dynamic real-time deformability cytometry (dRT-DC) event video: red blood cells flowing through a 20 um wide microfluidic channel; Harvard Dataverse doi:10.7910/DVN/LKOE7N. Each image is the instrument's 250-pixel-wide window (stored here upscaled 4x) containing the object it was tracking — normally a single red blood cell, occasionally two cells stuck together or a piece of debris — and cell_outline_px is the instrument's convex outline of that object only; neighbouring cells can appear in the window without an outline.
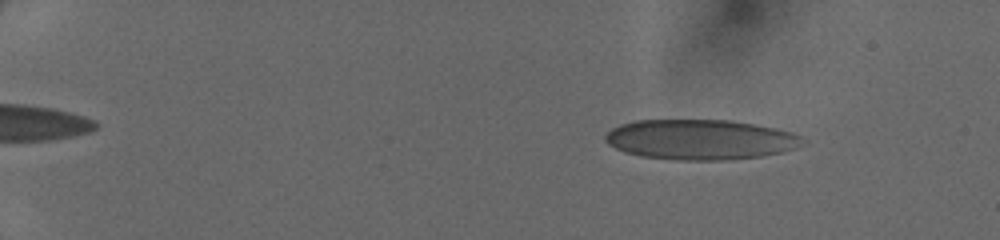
{"species": "human", "species_latin": "Homo sapiens", "temperature_condition": "cold", "stored_images_in_passage": 49, "camera_frame_rate_fps": 3000, "um_per_image_px": 0.085, "donor": {"sex": "female"}, "frame": {"image": 1, "passage_image": 7, "time_ms": 2.0, "image_size_px": [1000, 240], "cell_outline_px": [[800, 136], [796, 148], [780, 152], [760, 156], [724, 160], [676, 160], [640, 156], [624, 152], [608, 144], [604, 140], [604, 136], [612, 128], [620, 124], [636, 120], [732, 120], [756, 124], [776, 128], [792, 132]], "centroid_in_image_um": [59.45, 11.85], "position_along_channel_um": 25.5, "area_um2": 46.01}}
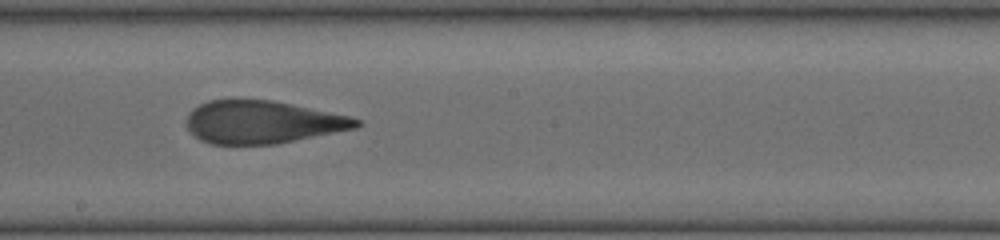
{"frame": {"image": 2, "passage_image": 30, "time_ms": 9.667, "image_size_px": [1000, 240], "cell_outline_px": [[360, 124], [356, 128], [276, 144], [212, 144], [200, 140], [188, 128], [188, 112], [192, 108], [208, 100], [232, 96], [272, 100], [292, 104], [348, 116], [360, 120]], "centroid_in_image_um": [22.24, 10.34], "position_along_channel_um": 226.0, "area_um2": 42.77}}
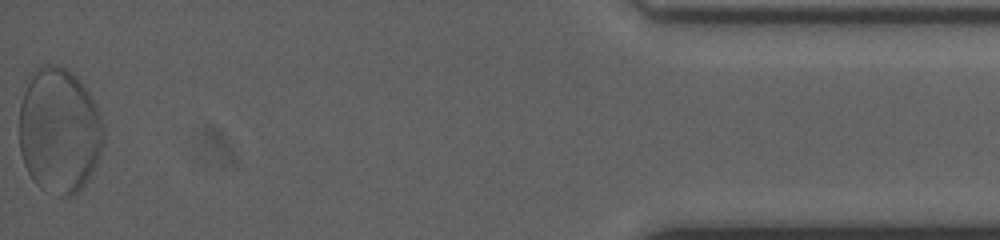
{"frame": {"image": 3, "passage_image": 49, "time_ms": 16.0, "image_size_px": [1000, 240], "cell_outline_px": [[104, 144], [100, 156], [88, 180], [72, 196], [60, 196], [40, 188], [32, 180], [24, 164], [20, 152], [20, 104], [28, 72], [36, 68], [48, 64], [56, 64], [68, 68], [80, 80], [96, 104], [104, 128]], "centroid_in_image_um": [5.03, 11.07], "position_along_channel_um": 430.2, "area_um2": 62.48}}